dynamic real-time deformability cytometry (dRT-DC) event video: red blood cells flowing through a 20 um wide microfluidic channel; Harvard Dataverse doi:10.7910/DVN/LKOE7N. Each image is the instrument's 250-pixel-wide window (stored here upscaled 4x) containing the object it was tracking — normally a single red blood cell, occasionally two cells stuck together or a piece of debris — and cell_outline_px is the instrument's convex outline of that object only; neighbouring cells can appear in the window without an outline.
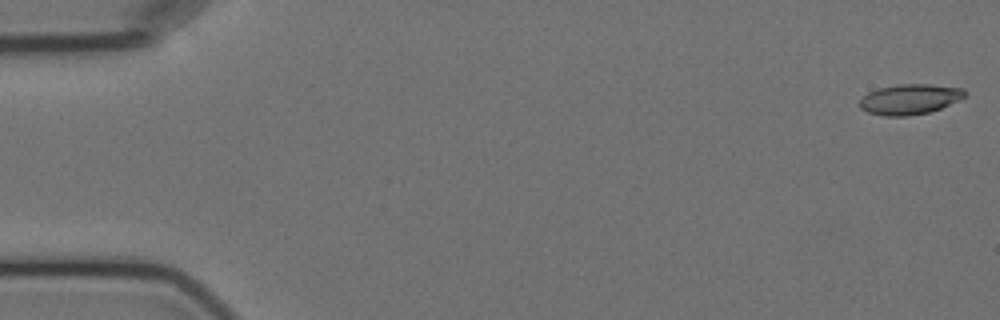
{"species": "Egyptian fruit bat (a non-hibernating species)", "species_latin": "Rousettus aegyptiacus", "temperature_condition": "cold", "stored_images_in_passage": 3, "camera_frame_rate_fps": 3000, "um_per_image_px": 0.085, "animal": {"sex": "female"}, "frame": {"image": 1, "passage_image": 1, "time_ms": 0.0, "image_size_px": [1000, 320], "cell_outline_px": [[968, 92], [960, 100], [940, 108], [928, 112], [908, 116], [884, 116], [868, 112], [860, 108], [860, 100], [868, 92], [876, 88], [900, 84], [928, 84], [964, 88]], "centroid_in_image_um": [77.34, 8.43], "position_along_channel_um": 7.7, "area_um2": 18.61}}